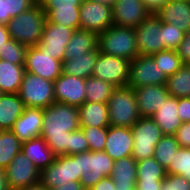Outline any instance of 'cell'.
Wrapping results in <instances>:
<instances>
[{
    "label": "cell",
    "mask_w": 190,
    "mask_h": 190,
    "mask_svg": "<svg viewBox=\"0 0 190 190\" xmlns=\"http://www.w3.org/2000/svg\"><path fill=\"white\" fill-rule=\"evenodd\" d=\"M130 60L99 53L92 76L124 87L129 82Z\"/></svg>",
    "instance_id": "cell-10"
},
{
    "label": "cell",
    "mask_w": 190,
    "mask_h": 190,
    "mask_svg": "<svg viewBox=\"0 0 190 190\" xmlns=\"http://www.w3.org/2000/svg\"><path fill=\"white\" fill-rule=\"evenodd\" d=\"M166 174L182 176L190 181V148L180 147L176 151Z\"/></svg>",
    "instance_id": "cell-38"
},
{
    "label": "cell",
    "mask_w": 190,
    "mask_h": 190,
    "mask_svg": "<svg viewBox=\"0 0 190 190\" xmlns=\"http://www.w3.org/2000/svg\"><path fill=\"white\" fill-rule=\"evenodd\" d=\"M179 148L180 145L174 135H164L156 144L153 157L167 169L171 159Z\"/></svg>",
    "instance_id": "cell-35"
},
{
    "label": "cell",
    "mask_w": 190,
    "mask_h": 190,
    "mask_svg": "<svg viewBox=\"0 0 190 190\" xmlns=\"http://www.w3.org/2000/svg\"><path fill=\"white\" fill-rule=\"evenodd\" d=\"M0 190H9L5 170L0 168Z\"/></svg>",
    "instance_id": "cell-54"
},
{
    "label": "cell",
    "mask_w": 190,
    "mask_h": 190,
    "mask_svg": "<svg viewBox=\"0 0 190 190\" xmlns=\"http://www.w3.org/2000/svg\"><path fill=\"white\" fill-rule=\"evenodd\" d=\"M22 142L11 130L0 132V168L6 169L12 159L21 152Z\"/></svg>",
    "instance_id": "cell-32"
},
{
    "label": "cell",
    "mask_w": 190,
    "mask_h": 190,
    "mask_svg": "<svg viewBox=\"0 0 190 190\" xmlns=\"http://www.w3.org/2000/svg\"><path fill=\"white\" fill-rule=\"evenodd\" d=\"M75 29L64 25L45 22L42 36L37 47L53 58L63 62L65 48L72 38Z\"/></svg>",
    "instance_id": "cell-14"
},
{
    "label": "cell",
    "mask_w": 190,
    "mask_h": 190,
    "mask_svg": "<svg viewBox=\"0 0 190 190\" xmlns=\"http://www.w3.org/2000/svg\"><path fill=\"white\" fill-rule=\"evenodd\" d=\"M9 190H20L40 182V171L21 151L5 169Z\"/></svg>",
    "instance_id": "cell-12"
},
{
    "label": "cell",
    "mask_w": 190,
    "mask_h": 190,
    "mask_svg": "<svg viewBox=\"0 0 190 190\" xmlns=\"http://www.w3.org/2000/svg\"><path fill=\"white\" fill-rule=\"evenodd\" d=\"M133 135L131 128L109 126L105 143V152L114 160L131 156Z\"/></svg>",
    "instance_id": "cell-19"
},
{
    "label": "cell",
    "mask_w": 190,
    "mask_h": 190,
    "mask_svg": "<svg viewBox=\"0 0 190 190\" xmlns=\"http://www.w3.org/2000/svg\"><path fill=\"white\" fill-rule=\"evenodd\" d=\"M43 108L25 107L11 131L24 143L41 135Z\"/></svg>",
    "instance_id": "cell-18"
},
{
    "label": "cell",
    "mask_w": 190,
    "mask_h": 190,
    "mask_svg": "<svg viewBox=\"0 0 190 190\" xmlns=\"http://www.w3.org/2000/svg\"><path fill=\"white\" fill-rule=\"evenodd\" d=\"M86 79L61 74L54 81V97L56 102L80 107L85 102Z\"/></svg>",
    "instance_id": "cell-15"
},
{
    "label": "cell",
    "mask_w": 190,
    "mask_h": 190,
    "mask_svg": "<svg viewBox=\"0 0 190 190\" xmlns=\"http://www.w3.org/2000/svg\"><path fill=\"white\" fill-rule=\"evenodd\" d=\"M185 32L174 24L163 22V41L165 50H176L184 39Z\"/></svg>",
    "instance_id": "cell-41"
},
{
    "label": "cell",
    "mask_w": 190,
    "mask_h": 190,
    "mask_svg": "<svg viewBox=\"0 0 190 190\" xmlns=\"http://www.w3.org/2000/svg\"><path fill=\"white\" fill-rule=\"evenodd\" d=\"M90 172L81 174L80 183L85 190H89L102 178L109 177L114 160L105 151H89Z\"/></svg>",
    "instance_id": "cell-20"
},
{
    "label": "cell",
    "mask_w": 190,
    "mask_h": 190,
    "mask_svg": "<svg viewBox=\"0 0 190 190\" xmlns=\"http://www.w3.org/2000/svg\"><path fill=\"white\" fill-rule=\"evenodd\" d=\"M174 136L180 147L190 148V122L182 123Z\"/></svg>",
    "instance_id": "cell-45"
},
{
    "label": "cell",
    "mask_w": 190,
    "mask_h": 190,
    "mask_svg": "<svg viewBox=\"0 0 190 190\" xmlns=\"http://www.w3.org/2000/svg\"><path fill=\"white\" fill-rule=\"evenodd\" d=\"M89 190H115V184L110 176L104 177Z\"/></svg>",
    "instance_id": "cell-49"
},
{
    "label": "cell",
    "mask_w": 190,
    "mask_h": 190,
    "mask_svg": "<svg viewBox=\"0 0 190 190\" xmlns=\"http://www.w3.org/2000/svg\"><path fill=\"white\" fill-rule=\"evenodd\" d=\"M78 167L81 174L92 171L89 164V151L78 154Z\"/></svg>",
    "instance_id": "cell-50"
},
{
    "label": "cell",
    "mask_w": 190,
    "mask_h": 190,
    "mask_svg": "<svg viewBox=\"0 0 190 190\" xmlns=\"http://www.w3.org/2000/svg\"><path fill=\"white\" fill-rule=\"evenodd\" d=\"M63 62L57 60L37 46L27 47L25 54V71L54 82L62 74Z\"/></svg>",
    "instance_id": "cell-13"
},
{
    "label": "cell",
    "mask_w": 190,
    "mask_h": 190,
    "mask_svg": "<svg viewBox=\"0 0 190 190\" xmlns=\"http://www.w3.org/2000/svg\"><path fill=\"white\" fill-rule=\"evenodd\" d=\"M78 154L56 156L53 163L40 172V182L49 190L69 181H80Z\"/></svg>",
    "instance_id": "cell-7"
},
{
    "label": "cell",
    "mask_w": 190,
    "mask_h": 190,
    "mask_svg": "<svg viewBox=\"0 0 190 190\" xmlns=\"http://www.w3.org/2000/svg\"><path fill=\"white\" fill-rule=\"evenodd\" d=\"M91 1H96V2H100V3H104V4H107V5H110L111 7L116 2V0H91Z\"/></svg>",
    "instance_id": "cell-56"
},
{
    "label": "cell",
    "mask_w": 190,
    "mask_h": 190,
    "mask_svg": "<svg viewBox=\"0 0 190 190\" xmlns=\"http://www.w3.org/2000/svg\"><path fill=\"white\" fill-rule=\"evenodd\" d=\"M95 50H98V34L77 29L65 48L63 60L73 59V56H79Z\"/></svg>",
    "instance_id": "cell-27"
},
{
    "label": "cell",
    "mask_w": 190,
    "mask_h": 190,
    "mask_svg": "<svg viewBox=\"0 0 190 190\" xmlns=\"http://www.w3.org/2000/svg\"><path fill=\"white\" fill-rule=\"evenodd\" d=\"M80 8L73 9H50L46 13V21L64 25L72 29H80Z\"/></svg>",
    "instance_id": "cell-34"
},
{
    "label": "cell",
    "mask_w": 190,
    "mask_h": 190,
    "mask_svg": "<svg viewBox=\"0 0 190 190\" xmlns=\"http://www.w3.org/2000/svg\"><path fill=\"white\" fill-rule=\"evenodd\" d=\"M160 190H190V181L182 176L166 174Z\"/></svg>",
    "instance_id": "cell-43"
},
{
    "label": "cell",
    "mask_w": 190,
    "mask_h": 190,
    "mask_svg": "<svg viewBox=\"0 0 190 190\" xmlns=\"http://www.w3.org/2000/svg\"><path fill=\"white\" fill-rule=\"evenodd\" d=\"M162 22L174 24L183 32L190 31V1H168L155 13Z\"/></svg>",
    "instance_id": "cell-21"
},
{
    "label": "cell",
    "mask_w": 190,
    "mask_h": 190,
    "mask_svg": "<svg viewBox=\"0 0 190 190\" xmlns=\"http://www.w3.org/2000/svg\"><path fill=\"white\" fill-rule=\"evenodd\" d=\"M18 95L25 107L47 108L56 102L54 82L27 71L24 72Z\"/></svg>",
    "instance_id": "cell-5"
},
{
    "label": "cell",
    "mask_w": 190,
    "mask_h": 190,
    "mask_svg": "<svg viewBox=\"0 0 190 190\" xmlns=\"http://www.w3.org/2000/svg\"><path fill=\"white\" fill-rule=\"evenodd\" d=\"M178 98L169 95L151 118L159 126L163 135H174L181 126L182 121L178 116Z\"/></svg>",
    "instance_id": "cell-22"
},
{
    "label": "cell",
    "mask_w": 190,
    "mask_h": 190,
    "mask_svg": "<svg viewBox=\"0 0 190 190\" xmlns=\"http://www.w3.org/2000/svg\"><path fill=\"white\" fill-rule=\"evenodd\" d=\"M150 56L167 77L173 75L184 65L181 58L177 55L176 50L166 49Z\"/></svg>",
    "instance_id": "cell-37"
},
{
    "label": "cell",
    "mask_w": 190,
    "mask_h": 190,
    "mask_svg": "<svg viewBox=\"0 0 190 190\" xmlns=\"http://www.w3.org/2000/svg\"><path fill=\"white\" fill-rule=\"evenodd\" d=\"M136 167L137 161L132 156L114 161L110 177L115 184V190H136Z\"/></svg>",
    "instance_id": "cell-23"
},
{
    "label": "cell",
    "mask_w": 190,
    "mask_h": 190,
    "mask_svg": "<svg viewBox=\"0 0 190 190\" xmlns=\"http://www.w3.org/2000/svg\"><path fill=\"white\" fill-rule=\"evenodd\" d=\"M46 13L37 2L29 10L11 18L6 24L10 38L29 46H37L40 42Z\"/></svg>",
    "instance_id": "cell-2"
},
{
    "label": "cell",
    "mask_w": 190,
    "mask_h": 190,
    "mask_svg": "<svg viewBox=\"0 0 190 190\" xmlns=\"http://www.w3.org/2000/svg\"><path fill=\"white\" fill-rule=\"evenodd\" d=\"M9 39L11 38L7 26L4 24H0V47H2Z\"/></svg>",
    "instance_id": "cell-53"
},
{
    "label": "cell",
    "mask_w": 190,
    "mask_h": 190,
    "mask_svg": "<svg viewBox=\"0 0 190 190\" xmlns=\"http://www.w3.org/2000/svg\"><path fill=\"white\" fill-rule=\"evenodd\" d=\"M99 50L90 51L73 59L63 60L62 73L87 79L92 76Z\"/></svg>",
    "instance_id": "cell-28"
},
{
    "label": "cell",
    "mask_w": 190,
    "mask_h": 190,
    "mask_svg": "<svg viewBox=\"0 0 190 190\" xmlns=\"http://www.w3.org/2000/svg\"><path fill=\"white\" fill-rule=\"evenodd\" d=\"M168 1L170 0H143L146 8L153 14L162 8Z\"/></svg>",
    "instance_id": "cell-51"
},
{
    "label": "cell",
    "mask_w": 190,
    "mask_h": 190,
    "mask_svg": "<svg viewBox=\"0 0 190 190\" xmlns=\"http://www.w3.org/2000/svg\"><path fill=\"white\" fill-rule=\"evenodd\" d=\"M78 110L80 128L110 126L107 103L84 102Z\"/></svg>",
    "instance_id": "cell-25"
},
{
    "label": "cell",
    "mask_w": 190,
    "mask_h": 190,
    "mask_svg": "<svg viewBox=\"0 0 190 190\" xmlns=\"http://www.w3.org/2000/svg\"><path fill=\"white\" fill-rule=\"evenodd\" d=\"M42 9L47 13L50 9L80 8L82 0H39Z\"/></svg>",
    "instance_id": "cell-44"
},
{
    "label": "cell",
    "mask_w": 190,
    "mask_h": 190,
    "mask_svg": "<svg viewBox=\"0 0 190 190\" xmlns=\"http://www.w3.org/2000/svg\"><path fill=\"white\" fill-rule=\"evenodd\" d=\"M107 104L111 126L131 128L141 118L134 89L129 86L116 87Z\"/></svg>",
    "instance_id": "cell-4"
},
{
    "label": "cell",
    "mask_w": 190,
    "mask_h": 190,
    "mask_svg": "<svg viewBox=\"0 0 190 190\" xmlns=\"http://www.w3.org/2000/svg\"><path fill=\"white\" fill-rule=\"evenodd\" d=\"M141 117H151L170 95L166 85H148L134 88Z\"/></svg>",
    "instance_id": "cell-17"
},
{
    "label": "cell",
    "mask_w": 190,
    "mask_h": 190,
    "mask_svg": "<svg viewBox=\"0 0 190 190\" xmlns=\"http://www.w3.org/2000/svg\"><path fill=\"white\" fill-rule=\"evenodd\" d=\"M167 78L150 55H138L130 62L127 86L134 89L148 85H166Z\"/></svg>",
    "instance_id": "cell-8"
},
{
    "label": "cell",
    "mask_w": 190,
    "mask_h": 190,
    "mask_svg": "<svg viewBox=\"0 0 190 190\" xmlns=\"http://www.w3.org/2000/svg\"><path fill=\"white\" fill-rule=\"evenodd\" d=\"M24 72V64H13L0 60V88L2 92L4 94L18 93Z\"/></svg>",
    "instance_id": "cell-29"
},
{
    "label": "cell",
    "mask_w": 190,
    "mask_h": 190,
    "mask_svg": "<svg viewBox=\"0 0 190 190\" xmlns=\"http://www.w3.org/2000/svg\"><path fill=\"white\" fill-rule=\"evenodd\" d=\"M80 128L78 107L54 102L43 108L41 137L55 156L69 155L70 132Z\"/></svg>",
    "instance_id": "cell-1"
},
{
    "label": "cell",
    "mask_w": 190,
    "mask_h": 190,
    "mask_svg": "<svg viewBox=\"0 0 190 190\" xmlns=\"http://www.w3.org/2000/svg\"><path fill=\"white\" fill-rule=\"evenodd\" d=\"M137 180L154 181L164 180L166 169L152 156L137 161Z\"/></svg>",
    "instance_id": "cell-33"
},
{
    "label": "cell",
    "mask_w": 190,
    "mask_h": 190,
    "mask_svg": "<svg viewBox=\"0 0 190 190\" xmlns=\"http://www.w3.org/2000/svg\"><path fill=\"white\" fill-rule=\"evenodd\" d=\"M113 25L136 28L151 12L143 0H116L112 6Z\"/></svg>",
    "instance_id": "cell-16"
},
{
    "label": "cell",
    "mask_w": 190,
    "mask_h": 190,
    "mask_svg": "<svg viewBox=\"0 0 190 190\" xmlns=\"http://www.w3.org/2000/svg\"><path fill=\"white\" fill-rule=\"evenodd\" d=\"M98 50L107 55L133 60L139 55L135 29L111 25L98 34Z\"/></svg>",
    "instance_id": "cell-3"
},
{
    "label": "cell",
    "mask_w": 190,
    "mask_h": 190,
    "mask_svg": "<svg viewBox=\"0 0 190 190\" xmlns=\"http://www.w3.org/2000/svg\"><path fill=\"white\" fill-rule=\"evenodd\" d=\"M163 180H154V181H136V190H160Z\"/></svg>",
    "instance_id": "cell-48"
},
{
    "label": "cell",
    "mask_w": 190,
    "mask_h": 190,
    "mask_svg": "<svg viewBox=\"0 0 190 190\" xmlns=\"http://www.w3.org/2000/svg\"><path fill=\"white\" fill-rule=\"evenodd\" d=\"M115 88L112 83L91 76L85 82V102L108 103Z\"/></svg>",
    "instance_id": "cell-30"
},
{
    "label": "cell",
    "mask_w": 190,
    "mask_h": 190,
    "mask_svg": "<svg viewBox=\"0 0 190 190\" xmlns=\"http://www.w3.org/2000/svg\"><path fill=\"white\" fill-rule=\"evenodd\" d=\"M90 151L87 139L83 130L79 128L70 132L69 155L79 154Z\"/></svg>",
    "instance_id": "cell-42"
},
{
    "label": "cell",
    "mask_w": 190,
    "mask_h": 190,
    "mask_svg": "<svg viewBox=\"0 0 190 190\" xmlns=\"http://www.w3.org/2000/svg\"><path fill=\"white\" fill-rule=\"evenodd\" d=\"M177 109L182 123L190 122V97L178 98Z\"/></svg>",
    "instance_id": "cell-47"
},
{
    "label": "cell",
    "mask_w": 190,
    "mask_h": 190,
    "mask_svg": "<svg viewBox=\"0 0 190 190\" xmlns=\"http://www.w3.org/2000/svg\"><path fill=\"white\" fill-rule=\"evenodd\" d=\"M24 108L18 93H6L0 96V130H11Z\"/></svg>",
    "instance_id": "cell-26"
},
{
    "label": "cell",
    "mask_w": 190,
    "mask_h": 190,
    "mask_svg": "<svg viewBox=\"0 0 190 190\" xmlns=\"http://www.w3.org/2000/svg\"><path fill=\"white\" fill-rule=\"evenodd\" d=\"M167 90L176 98L190 97V64H184L167 78Z\"/></svg>",
    "instance_id": "cell-31"
},
{
    "label": "cell",
    "mask_w": 190,
    "mask_h": 190,
    "mask_svg": "<svg viewBox=\"0 0 190 190\" xmlns=\"http://www.w3.org/2000/svg\"><path fill=\"white\" fill-rule=\"evenodd\" d=\"M133 149L131 156L142 160L154 155L155 146L164 136L151 117H141L132 127Z\"/></svg>",
    "instance_id": "cell-6"
},
{
    "label": "cell",
    "mask_w": 190,
    "mask_h": 190,
    "mask_svg": "<svg viewBox=\"0 0 190 190\" xmlns=\"http://www.w3.org/2000/svg\"><path fill=\"white\" fill-rule=\"evenodd\" d=\"M37 0H0V24L6 25L11 18L29 10Z\"/></svg>",
    "instance_id": "cell-36"
},
{
    "label": "cell",
    "mask_w": 190,
    "mask_h": 190,
    "mask_svg": "<svg viewBox=\"0 0 190 190\" xmlns=\"http://www.w3.org/2000/svg\"><path fill=\"white\" fill-rule=\"evenodd\" d=\"M87 139L90 151H104L108 127H83L81 128Z\"/></svg>",
    "instance_id": "cell-40"
},
{
    "label": "cell",
    "mask_w": 190,
    "mask_h": 190,
    "mask_svg": "<svg viewBox=\"0 0 190 190\" xmlns=\"http://www.w3.org/2000/svg\"><path fill=\"white\" fill-rule=\"evenodd\" d=\"M4 93L2 92L1 88H0V96H2Z\"/></svg>",
    "instance_id": "cell-57"
},
{
    "label": "cell",
    "mask_w": 190,
    "mask_h": 190,
    "mask_svg": "<svg viewBox=\"0 0 190 190\" xmlns=\"http://www.w3.org/2000/svg\"><path fill=\"white\" fill-rule=\"evenodd\" d=\"M135 29L139 55H152L165 50L163 41V22L151 13Z\"/></svg>",
    "instance_id": "cell-9"
},
{
    "label": "cell",
    "mask_w": 190,
    "mask_h": 190,
    "mask_svg": "<svg viewBox=\"0 0 190 190\" xmlns=\"http://www.w3.org/2000/svg\"><path fill=\"white\" fill-rule=\"evenodd\" d=\"M50 190H85L80 181H69Z\"/></svg>",
    "instance_id": "cell-52"
},
{
    "label": "cell",
    "mask_w": 190,
    "mask_h": 190,
    "mask_svg": "<svg viewBox=\"0 0 190 190\" xmlns=\"http://www.w3.org/2000/svg\"><path fill=\"white\" fill-rule=\"evenodd\" d=\"M176 52L184 64H190V31L185 33L184 39L178 45Z\"/></svg>",
    "instance_id": "cell-46"
},
{
    "label": "cell",
    "mask_w": 190,
    "mask_h": 190,
    "mask_svg": "<svg viewBox=\"0 0 190 190\" xmlns=\"http://www.w3.org/2000/svg\"><path fill=\"white\" fill-rule=\"evenodd\" d=\"M27 46L9 39L0 47V60L9 61L13 64H24Z\"/></svg>",
    "instance_id": "cell-39"
},
{
    "label": "cell",
    "mask_w": 190,
    "mask_h": 190,
    "mask_svg": "<svg viewBox=\"0 0 190 190\" xmlns=\"http://www.w3.org/2000/svg\"><path fill=\"white\" fill-rule=\"evenodd\" d=\"M21 151L40 172L52 164L56 157L41 136L22 143Z\"/></svg>",
    "instance_id": "cell-24"
},
{
    "label": "cell",
    "mask_w": 190,
    "mask_h": 190,
    "mask_svg": "<svg viewBox=\"0 0 190 190\" xmlns=\"http://www.w3.org/2000/svg\"><path fill=\"white\" fill-rule=\"evenodd\" d=\"M20 190H49V189L46 186H44L41 182H39L37 184L30 185Z\"/></svg>",
    "instance_id": "cell-55"
},
{
    "label": "cell",
    "mask_w": 190,
    "mask_h": 190,
    "mask_svg": "<svg viewBox=\"0 0 190 190\" xmlns=\"http://www.w3.org/2000/svg\"><path fill=\"white\" fill-rule=\"evenodd\" d=\"M112 14L110 5L91 0H82L79 12L80 29L100 34L113 25Z\"/></svg>",
    "instance_id": "cell-11"
}]
</instances>
